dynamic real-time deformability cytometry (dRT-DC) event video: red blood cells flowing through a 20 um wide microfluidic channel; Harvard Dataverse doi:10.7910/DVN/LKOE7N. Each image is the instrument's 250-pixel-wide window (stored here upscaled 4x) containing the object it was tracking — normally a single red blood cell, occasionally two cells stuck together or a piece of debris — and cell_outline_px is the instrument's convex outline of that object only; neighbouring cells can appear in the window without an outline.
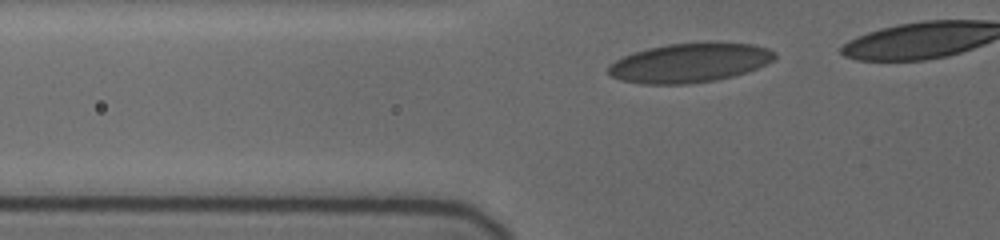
{"species": "human", "species_latin": "Homo sapiens", "temperature_condition": "cold", "stored_images_in_passage": 29, "camera_frame_rate_fps": 3000, "um_per_image_px": 0.085, "donor": {"sex": "female"}, "frame": {"image": 1, "passage_image": 4, "time_ms": 0.667, "image_size_px": [1000, 240], "cell_outline_px": [[776, 56], [772, 60], [756, 68], [732, 76], [716, 80], [688, 84], [644, 84], [624, 80], [612, 76], [608, 72], [608, 64], [624, 56], [648, 48], [668, 44], [752, 44], [768, 48], [776, 52]], "centroid_in_image_um": [58.59, 5.36], "position_along_channel_um": 67.2, "area_um2": 37.11}}
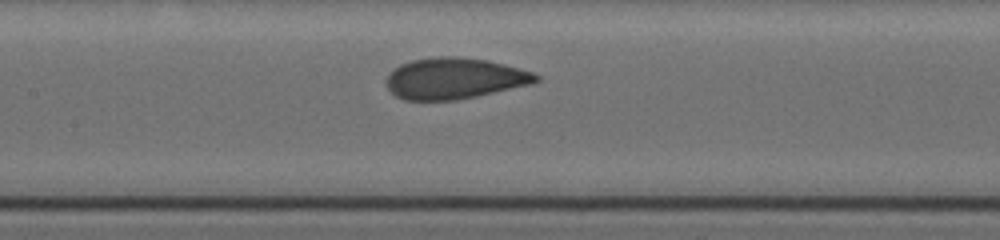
{"frame": {"image": 2, "passage_image": 17, "time_ms": 3.667, "image_size_px": [1000, 240], "cell_outline_px": [[540, 80], [528, 84], [476, 96], [452, 100], [404, 100], [396, 96], [388, 88], [388, 72], [400, 64], [412, 60], [440, 56], [456, 56], [488, 60], [504, 64], [532, 72], [540, 76]], "centroid_in_image_um": [38.6, 6.65], "position_along_channel_um": 168.8, "area_um2": 35.49}}
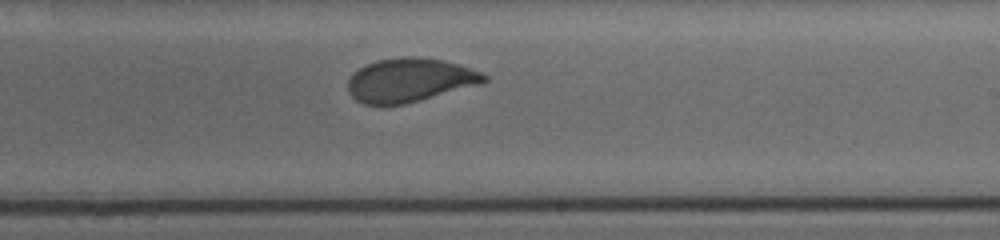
{"frame": {"image": 3, "passage_image": 28, "time_ms": 6.0, "image_size_px": [1000, 240], "cell_outline_px": [[488, 80], [480, 84], [420, 100], [404, 104], [364, 104], [356, 100], [348, 92], [348, 80], [352, 72], [376, 60], [404, 56], [416, 56], [440, 60], [456, 64], [480, 72], [488, 76]], "centroid_in_image_um": [34.79, 6.8], "position_along_channel_um": 254.2, "area_um2": 34.39}}